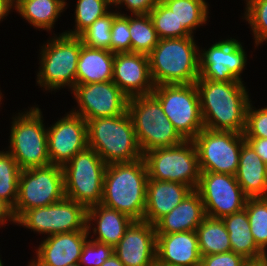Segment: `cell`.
I'll return each mask as SVG.
<instances>
[{"label": "cell", "instance_id": "cell-50", "mask_svg": "<svg viewBox=\"0 0 267 266\" xmlns=\"http://www.w3.org/2000/svg\"><path fill=\"white\" fill-rule=\"evenodd\" d=\"M2 97H3V95H2L1 90H0V102H1ZM0 105H1V103H0Z\"/></svg>", "mask_w": 267, "mask_h": 266}, {"label": "cell", "instance_id": "cell-43", "mask_svg": "<svg viewBox=\"0 0 267 266\" xmlns=\"http://www.w3.org/2000/svg\"><path fill=\"white\" fill-rule=\"evenodd\" d=\"M265 163L267 161V138H245Z\"/></svg>", "mask_w": 267, "mask_h": 266}, {"label": "cell", "instance_id": "cell-31", "mask_svg": "<svg viewBox=\"0 0 267 266\" xmlns=\"http://www.w3.org/2000/svg\"><path fill=\"white\" fill-rule=\"evenodd\" d=\"M131 52L149 55L159 42L149 14L129 16Z\"/></svg>", "mask_w": 267, "mask_h": 266}, {"label": "cell", "instance_id": "cell-48", "mask_svg": "<svg viewBox=\"0 0 267 266\" xmlns=\"http://www.w3.org/2000/svg\"><path fill=\"white\" fill-rule=\"evenodd\" d=\"M113 7V4L117 1V0H107Z\"/></svg>", "mask_w": 267, "mask_h": 266}, {"label": "cell", "instance_id": "cell-15", "mask_svg": "<svg viewBox=\"0 0 267 266\" xmlns=\"http://www.w3.org/2000/svg\"><path fill=\"white\" fill-rule=\"evenodd\" d=\"M72 94H74L78 107H76L77 111L74 108L71 112L83 117L86 121L119 116L128 110L129 98L112 80L76 84Z\"/></svg>", "mask_w": 267, "mask_h": 266}, {"label": "cell", "instance_id": "cell-17", "mask_svg": "<svg viewBox=\"0 0 267 266\" xmlns=\"http://www.w3.org/2000/svg\"><path fill=\"white\" fill-rule=\"evenodd\" d=\"M47 140L51 164L63 167L88 147L87 121L70 111L47 127Z\"/></svg>", "mask_w": 267, "mask_h": 266}, {"label": "cell", "instance_id": "cell-42", "mask_svg": "<svg viewBox=\"0 0 267 266\" xmlns=\"http://www.w3.org/2000/svg\"><path fill=\"white\" fill-rule=\"evenodd\" d=\"M159 1L160 0H117L113 5L115 7L126 6V9L132 12L130 15H144L149 14Z\"/></svg>", "mask_w": 267, "mask_h": 266}, {"label": "cell", "instance_id": "cell-14", "mask_svg": "<svg viewBox=\"0 0 267 266\" xmlns=\"http://www.w3.org/2000/svg\"><path fill=\"white\" fill-rule=\"evenodd\" d=\"M206 216L222 219L245 208L248 196L235 175L201 172L197 188Z\"/></svg>", "mask_w": 267, "mask_h": 266}, {"label": "cell", "instance_id": "cell-46", "mask_svg": "<svg viewBox=\"0 0 267 266\" xmlns=\"http://www.w3.org/2000/svg\"><path fill=\"white\" fill-rule=\"evenodd\" d=\"M243 266H267V255L258 259H248Z\"/></svg>", "mask_w": 267, "mask_h": 266}, {"label": "cell", "instance_id": "cell-1", "mask_svg": "<svg viewBox=\"0 0 267 266\" xmlns=\"http://www.w3.org/2000/svg\"><path fill=\"white\" fill-rule=\"evenodd\" d=\"M243 82L197 79L204 128L244 133L251 100Z\"/></svg>", "mask_w": 267, "mask_h": 266}, {"label": "cell", "instance_id": "cell-24", "mask_svg": "<svg viewBox=\"0 0 267 266\" xmlns=\"http://www.w3.org/2000/svg\"><path fill=\"white\" fill-rule=\"evenodd\" d=\"M93 222L96 224H93ZM133 220L124 213L102 204L87 208V230L96 235L92 240L115 247ZM93 224V225H91ZM96 226V227H91ZM92 228V229H91Z\"/></svg>", "mask_w": 267, "mask_h": 266}, {"label": "cell", "instance_id": "cell-38", "mask_svg": "<svg viewBox=\"0 0 267 266\" xmlns=\"http://www.w3.org/2000/svg\"><path fill=\"white\" fill-rule=\"evenodd\" d=\"M129 16L119 13L113 20L111 28L110 51L112 53L131 52Z\"/></svg>", "mask_w": 267, "mask_h": 266}, {"label": "cell", "instance_id": "cell-22", "mask_svg": "<svg viewBox=\"0 0 267 266\" xmlns=\"http://www.w3.org/2000/svg\"><path fill=\"white\" fill-rule=\"evenodd\" d=\"M192 191L191 187L178 182L148 178L143 220L154 225L160 218L180 204Z\"/></svg>", "mask_w": 267, "mask_h": 266}, {"label": "cell", "instance_id": "cell-12", "mask_svg": "<svg viewBox=\"0 0 267 266\" xmlns=\"http://www.w3.org/2000/svg\"><path fill=\"white\" fill-rule=\"evenodd\" d=\"M244 133L203 128L193 139L200 172L236 175Z\"/></svg>", "mask_w": 267, "mask_h": 266}, {"label": "cell", "instance_id": "cell-51", "mask_svg": "<svg viewBox=\"0 0 267 266\" xmlns=\"http://www.w3.org/2000/svg\"><path fill=\"white\" fill-rule=\"evenodd\" d=\"M0 266H3V262L2 259L0 258Z\"/></svg>", "mask_w": 267, "mask_h": 266}, {"label": "cell", "instance_id": "cell-49", "mask_svg": "<svg viewBox=\"0 0 267 266\" xmlns=\"http://www.w3.org/2000/svg\"><path fill=\"white\" fill-rule=\"evenodd\" d=\"M68 266H80L79 263H76V264H70Z\"/></svg>", "mask_w": 267, "mask_h": 266}, {"label": "cell", "instance_id": "cell-35", "mask_svg": "<svg viewBox=\"0 0 267 266\" xmlns=\"http://www.w3.org/2000/svg\"><path fill=\"white\" fill-rule=\"evenodd\" d=\"M119 13L120 12H117V10L114 12L112 10L104 16L96 19L79 35L82 40V44L92 48L110 51L111 28L114 18Z\"/></svg>", "mask_w": 267, "mask_h": 266}, {"label": "cell", "instance_id": "cell-4", "mask_svg": "<svg viewBox=\"0 0 267 266\" xmlns=\"http://www.w3.org/2000/svg\"><path fill=\"white\" fill-rule=\"evenodd\" d=\"M88 147L108 165L143 157L128 110L119 116L87 120Z\"/></svg>", "mask_w": 267, "mask_h": 266}, {"label": "cell", "instance_id": "cell-23", "mask_svg": "<svg viewBox=\"0 0 267 266\" xmlns=\"http://www.w3.org/2000/svg\"><path fill=\"white\" fill-rule=\"evenodd\" d=\"M206 217L204 204L196 190L160 218L155 224L156 234H170L183 231H195Z\"/></svg>", "mask_w": 267, "mask_h": 266}, {"label": "cell", "instance_id": "cell-27", "mask_svg": "<svg viewBox=\"0 0 267 266\" xmlns=\"http://www.w3.org/2000/svg\"><path fill=\"white\" fill-rule=\"evenodd\" d=\"M229 234L231 249L234 253L248 259H258L265 254L257 247L250 231L246 209L222 218Z\"/></svg>", "mask_w": 267, "mask_h": 266}, {"label": "cell", "instance_id": "cell-39", "mask_svg": "<svg viewBox=\"0 0 267 266\" xmlns=\"http://www.w3.org/2000/svg\"><path fill=\"white\" fill-rule=\"evenodd\" d=\"M113 253V247L88 239L83 245L79 265L101 266Z\"/></svg>", "mask_w": 267, "mask_h": 266}, {"label": "cell", "instance_id": "cell-10", "mask_svg": "<svg viewBox=\"0 0 267 266\" xmlns=\"http://www.w3.org/2000/svg\"><path fill=\"white\" fill-rule=\"evenodd\" d=\"M184 140H193L204 128L195 83L160 84L151 93Z\"/></svg>", "mask_w": 267, "mask_h": 266}, {"label": "cell", "instance_id": "cell-45", "mask_svg": "<svg viewBox=\"0 0 267 266\" xmlns=\"http://www.w3.org/2000/svg\"><path fill=\"white\" fill-rule=\"evenodd\" d=\"M12 8L15 9V0H0V21L8 16Z\"/></svg>", "mask_w": 267, "mask_h": 266}, {"label": "cell", "instance_id": "cell-47", "mask_svg": "<svg viewBox=\"0 0 267 266\" xmlns=\"http://www.w3.org/2000/svg\"><path fill=\"white\" fill-rule=\"evenodd\" d=\"M101 266H125V265L119 260V258L114 253H112L110 257L107 260H105V262Z\"/></svg>", "mask_w": 267, "mask_h": 266}, {"label": "cell", "instance_id": "cell-29", "mask_svg": "<svg viewBox=\"0 0 267 266\" xmlns=\"http://www.w3.org/2000/svg\"><path fill=\"white\" fill-rule=\"evenodd\" d=\"M195 232L201 257L232 251L229 234L222 219L206 216Z\"/></svg>", "mask_w": 267, "mask_h": 266}, {"label": "cell", "instance_id": "cell-18", "mask_svg": "<svg viewBox=\"0 0 267 266\" xmlns=\"http://www.w3.org/2000/svg\"><path fill=\"white\" fill-rule=\"evenodd\" d=\"M155 226L145 220H133L113 253L125 266L156 265Z\"/></svg>", "mask_w": 267, "mask_h": 266}, {"label": "cell", "instance_id": "cell-2", "mask_svg": "<svg viewBox=\"0 0 267 266\" xmlns=\"http://www.w3.org/2000/svg\"><path fill=\"white\" fill-rule=\"evenodd\" d=\"M148 170L144 158L108 164L104 176L103 206L143 220L146 208Z\"/></svg>", "mask_w": 267, "mask_h": 266}, {"label": "cell", "instance_id": "cell-36", "mask_svg": "<svg viewBox=\"0 0 267 266\" xmlns=\"http://www.w3.org/2000/svg\"><path fill=\"white\" fill-rule=\"evenodd\" d=\"M159 39L180 38L191 36L179 24L173 11H171L161 0L149 13Z\"/></svg>", "mask_w": 267, "mask_h": 266}, {"label": "cell", "instance_id": "cell-19", "mask_svg": "<svg viewBox=\"0 0 267 266\" xmlns=\"http://www.w3.org/2000/svg\"><path fill=\"white\" fill-rule=\"evenodd\" d=\"M112 81L128 97L149 95L154 90L148 55L115 53Z\"/></svg>", "mask_w": 267, "mask_h": 266}, {"label": "cell", "instance_id": "cell-8", "mask_svg": "<svg viewBox=\"0 0 267 266\" xmlns=\"http://www.w3.org/2000/svg\"><path fill=\"white\" fill-rule=\"evenodd\" d=\"M107 164L87 147L78 152L63 169L65 197L86 209L101 203Z\"/></svg>", "mask_w": 267, "mask_h": 266}, {"label": "cell", "instance_id": "cell-5", "mask_svg": "<svg viewBox=\"0 0 267 266\" xmlns=\"http://www.w3.org/2000/svg\"><path fill=\"white\" fill-rule=\"evenodd\" d=\"M53 37L41 46L36 82L45 90L56 91L68 86L72 91L76 85L82 40L65 33Z\"/></svg>", "mask_w": 267, "mask_h": 266}, {"label": "cell", "instance_id": "cell-28", "mask_svg": "<svg viewBox=\"0 0 267 266\" xmlns=\"http://www.w3.org/2000/svg\"><path fill=\"white\" fill-rule=\"evenodd\" d=\"M66 4L65 0H15V10L34 28L50 31Z\"/></svg>", "mask_w": 267, "mask_h": 266}, {"label": "cell", "instance_id": "cell-30", "mask_svg": "<svg viewBox=\"0 0 267 266\" xmlns=\"http://www.w3.org/2000/svg\"><path fill=\"white\" fill-rule=\"evenodd\" d=\"M174 12L179 24L191 35L208 20V4L205 0H161Z\"/></svg>", "mask_w": 267, "mask_h": 266}, {"label": "cell", "instance_id": "cell-40", "mask_svg": "<svg viewBox=\"0 0 267 266\" xmlns=\"http://www.w3.org/2000/svg\"><path fill=\"white\" fill-rule=\"evenodd\" d=\"M251 102L247 109L244 136L245 138H267V107L256 109Z\"/></svg>", "mask_w": 267, "mask_h": 266}, {"label": "cell", "instance_id": "cell-26", "mask_svg": "<svg viewBox=\"0 0 267 266\" xmlns=\"http://www.w3.org/2000/svg\"><path fill=\"white\" fill-rule=\"evenodd\" d=\"M114 56L111 51L82 44L77 64L76 84L112 80Z\"/></svg>", "mask_w": 267, "mask_h": 266}, {"label": "cell", "instance_id": "cell-9", "mask_svg": "<svg viewBox=\"0 0 267 266\" xmlns=\"http://www.w3.org/2000/svg\"><path fill=\"white\" fill-rule=\"evenodd\" d=\"M149 179L178 182L197 188L200 169L193 140H184L173 147L157 148L143 154Z\"/></svg>", "mask_w": 267, "mask_h": 266}, {"label": "cell", "instance_id": "cell-34", "mask_svg": "<svg viewBox=\"0 0 267 266\" xmlns=\"http://www.w3.org/2000/svg\"><path fill=\"white\" fill-rule=\"evenodd\" d=\"M112 6L107 0H77L75 8V29L63 33L79 36L96 19L104 16Z\"/></svg>", "mask_w": 267, "mask_h": 266}, {"label": "cell", "instance_id": "cell-21", "mask_svg": "<svg viewBox=\"0 0 267 266\" xmlns=\"http://www.w3.org/2000/svg\"><path fill=\"white\" fill-rule=\"evenodd\" d=\"M157 266H200L201 256L195 231L157 234Z\"/></svg>", "mask_w": 267, "mask_h": 266}, {"label": "cell", "instance_id": "cell-11", "mask_svg": "<svg viewBox=\"0 0 267 266\" xmlns=\"http://www.w3.org/2000/svg\"><path fill=\"white\" fill-rule=\"evenodd\" d=\"M65 197L62 167H45L21 170L18 181V197L13 214L17 219L24 211L51 205Z\"/></svg>", "mask_w": 267, "mask_h": 266}, {"label": "cell", "instance_id": "cell-25", "mask_svg": "<svg viewBox=\"0 0 267 266\" xmlns=\"http://www.w3.org/2000/svg\"><path fill=\"white\" fill-rule=\"evenodd\" d=\"M236 180L248 197H267V170L253 147L242 144Z\"/></svg>", "mask_w": 267, "mask_h": 266}, {"label": "cell", "instance_id": "cell-3", "mask_svg": "<svg viewBox=\"0 0 267 266\" xmlns=\"http://www.w3.org/2000/svg\"><path fill=\"white\" fill-rule=\"evenodd\" d=\"M198 47L194 36L159 39L148 55L154 85L195 83L200 76Z\"/></svg>", "mask_w": 267, "mask_h": 266}, {"label": "cell", "instance_id": "cell-20", "mask_svg": "<svg viewBox=\"0 0 267 266\" xmlns=\"http://www.w3.org/2000/svg\"><path fill=\"white\" fill-rule=\"evenodd\" d=\"M28 266H68L79 263L88 231H72L45 237Z\"/></svg>", "mask_w": 267, "mask_h": 266}, {"label": "cell", "instance_id": "cell-6", "mask_svg": "<svg viewBox=\"0 0 267 266\" xmlns=\"http://www.w3.org/2000/svg\"><path fill=\"white\" fill-rule=\"evenodd\" d=\"M39 107L12 117L8 152L21 170L51 165L48 155L47 128Z\"/></svg>", "mask_w": 267, "mask_h": 266}, {"label": "cell", "instance_id": "cell-7", "mask_svg": "<svg viewBox=\"0 0 267 266\" xmlns=\"http://www.w3.org/2000/svg\"><path fill=\"white\" fill-rule=\"evenodd\" d=\"M128 112L143 154L157 148L173 147L184 141L152 94L129 98Z\"/></svg>", "mask_w": 267, "mask_h": 266}, {"label": "cell", "instance_id": "cell-13", "mask_svg": "<svg viewBox=\"0 0 267 266\" xmlns=\"http://www.w3.org/2000/svg\"><path fill=\"white\" fill-rule=\"evenodd\" d=\"M26 227L47 236L72 231L87 230V209L72 199L62 200L45 207L24 211L15 225Z\"/></svg>", "mask_w": 267, "mask_h": 266}, {"label": "cell", "instance_id": "cell-16", "mask_svg": "<svg viewBox=\"0 0 267 266\" xmlns=\"http://www.w3.org/2000/svg\"><path fill=\"white\" fill-rule=\"evenodd\" d=\"M241 44L230 37L212 44L208 49L201 48L198 79L219 82L242 81L241 73L246 68L247 56Z\"/></svg>", "mask_w": 267, "mask_h": 266}, {"label": "cell", "instance_id": "cell-44", "mask_svg": "<svg viewBox=\"0 0 267 266\" xmlns=\"http://www.w3.org/2000/svg\"><path fill=\"white\" fill-rule=\"evenodd\" d=\"M7 221L16 223L13 209L0 198V225H5V223H8Z\"/></svg>", "mask_w": 267, "mask_h": 266}, {"label": "cell", "instance_id": "cell-37", "mask_svg": "<svg viewBox=\"0 0 267 266\" xmlns=\"http://www.w3.org/2000/svg\"><path fill=\"white\" fill-rule=\"evenodd\" d=\"M244 18L251 26L255 45L267 41V0H245Z\"/></svg>", "mask_w": 267, "mask_h": 266}, {"label": "cell", "instance_id": "cell-33", "mask_svg": "<svg viewBox=\"0 0 267 266\" xmlns=\"http://www.w3.org/2000/svg\"><path fill=\"white\" fill-rule=\"evenodd\" d=\"M21 169L8 151H0V198L12 209L18 197V181Z\"/></svg>", "mask_w": 267, "mask_h": 266}, {"label": "cell", "instance_id": "cell-32", "mask_svg": "<svg viewBox=\"0 0 267 266\" xmlns=\"http://www.w3.org/2000/svg\"><path fill=\"white\" fill-rule=\"evenodd\" d=\"M245 209L255 243L267 255V197H248Z\"/></svg>", "mask_w": 267, "mask_h": 266}, {"label": "cell", "instance_id": "cell-41", "mask_svg": "<svg viewBox=\"0 0 267 266\" xmlns=\"http://www.w3.org/2000/svg\"><path fill=\"white\" fill-rule=\"evenodd\" d=\"M246 261L242 255L229 251L202 256L200 266H243Z\"/></svg>", "mask_w": 267, "mask_h": 266}]
</instances>
